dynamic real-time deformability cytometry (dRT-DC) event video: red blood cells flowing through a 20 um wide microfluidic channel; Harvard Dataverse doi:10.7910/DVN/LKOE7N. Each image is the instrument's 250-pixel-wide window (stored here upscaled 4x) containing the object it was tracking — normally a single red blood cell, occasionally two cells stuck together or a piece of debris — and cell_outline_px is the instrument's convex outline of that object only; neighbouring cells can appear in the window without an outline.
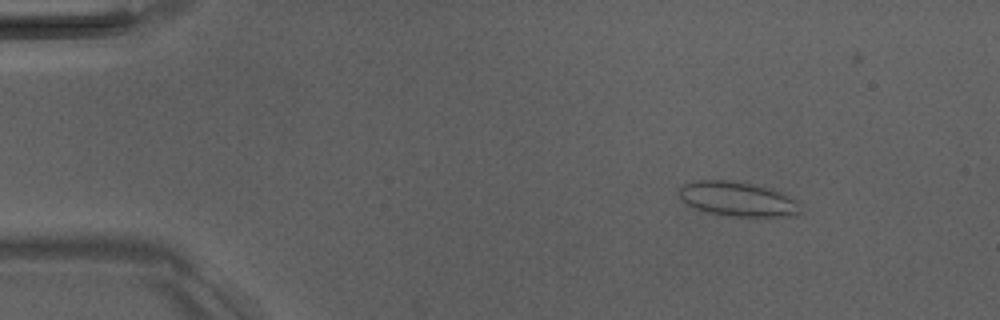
{"species": "Egyptian fruit bat (a non-hibernating species)", "species_latin": "Rousettus aegyptiacus", "temperature_condition": "room temperature", "stored_images_in_passage": 4, "camera_frame_rate_fps": 3000, "um_per_image_px": 0.085, "animal": {"sex": "male"}, "frame": {"image": 1, "passage_image": 1, "time_ms": 0.0, "image_size_px": [1000, 320], "cell_outline_px": [[800, 212], [788, 216], [728, 216], [708, 212], [696, 208], [680, 200], [676, 192], [684, 184], [696, 180], [724, 180], [748, 184], [768, 188], [780, 192], [800, 200]], "centroid_in_image_um": [62.67, 16.92], "position_along_channel_um": 22.3, "area_um2": 24.28}}